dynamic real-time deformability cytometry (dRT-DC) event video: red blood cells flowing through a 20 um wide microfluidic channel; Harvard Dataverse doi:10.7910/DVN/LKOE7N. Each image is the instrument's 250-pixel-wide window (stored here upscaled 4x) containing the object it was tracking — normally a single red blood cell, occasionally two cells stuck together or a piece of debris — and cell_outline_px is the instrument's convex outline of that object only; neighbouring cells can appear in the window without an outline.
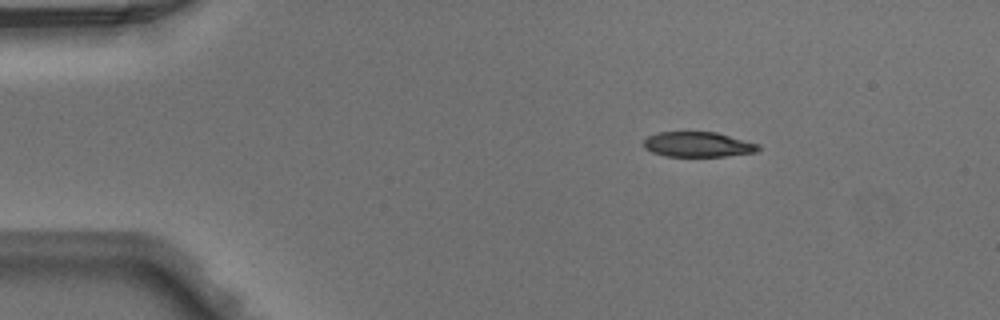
{"species": "Egyptian fruit bat (a non-hibernating species)", "species_latin": "Rousettus aegyptiacus", "temperature_condition": "warm", "stored_images_in_passage": 41, "camera_frame_rate_fps": 3000, "um_per_image_px": 0.085, "animal": {"sex": "male"}, "frame": {"image": 1, "passage_image": 1, "time_ms": 0.0, "image_size_px": [1000, 320], "cell_outline_px": [[760, 148], [756, 152], [724, 156], [664, 156], [652, 152], [644, 148], [644, 140], [648, 136], [660, 132], [716, 132], [760, 144]], "centroid_in_image_um": [59.33, 12.28], "position_along_channel_um": 25.7, "area_um2": 16.7}}
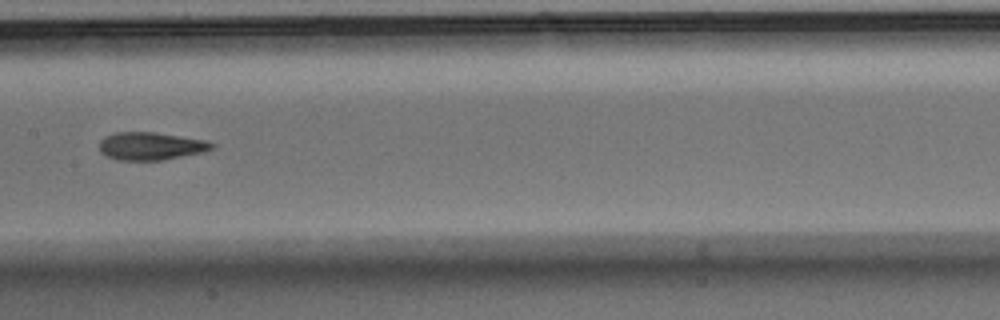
{"frame": {"image": 2, "passage_image": 18, "time_ms": 5.667, "image_size_px": [1000, 320], "cell_outline_px": [[216, 148], [204, 152], [164, 160], [116, 160], [104, 156], [100, 152], [100, 140], [104, 136], [116, 132], [152, 132], [208, 140], [216, 144]], "centroid_in_image_um": [12.84, 12.42], "position_along_channel_um": 194.6, "area_um2": 18.55}}
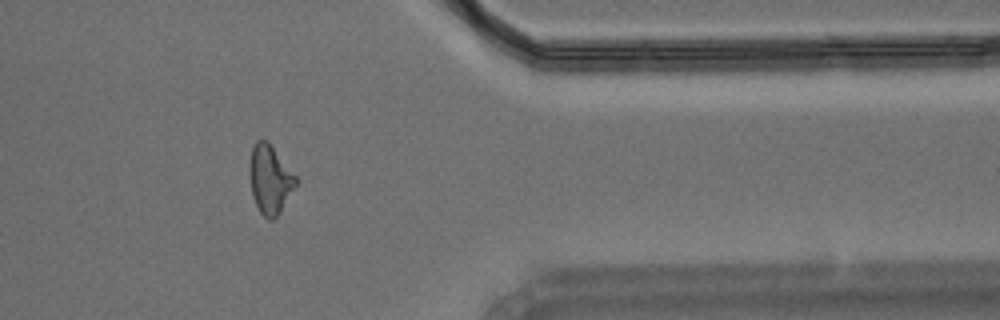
{"frame": {"image": 3, "passage_image": 33, "time_ms": 10.667, "image_size_px": [1000, 320], "cell_outline_px": [[300, 180], [280, 212], [272, 220], [268, 220], [260, 212], [252, 196], [248, 172], [248, 164], [252, 148], [256, 140], [268, 140]], "centroid_in_image_um": [22.95, 15.22], "position_along_channel_um": 388.5, "area_um2": 18.96}}